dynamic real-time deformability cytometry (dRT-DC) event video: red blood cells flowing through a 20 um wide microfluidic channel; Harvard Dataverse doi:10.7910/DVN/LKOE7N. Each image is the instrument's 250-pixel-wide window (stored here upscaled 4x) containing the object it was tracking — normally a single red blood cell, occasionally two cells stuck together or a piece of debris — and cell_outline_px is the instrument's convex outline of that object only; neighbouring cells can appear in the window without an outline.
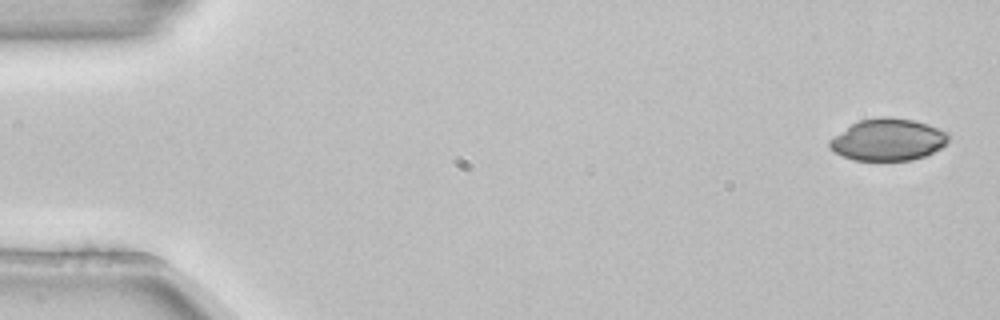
{"species": "common noctule bat (a hibernating species)", "species_latin": "Nyctalus noctula", "temperature_condition": "room temperature", "stored_images_in_passage": 4, "camera_frame_rate_fps": 3000, "um_per_image_px": 0.085, "animal": {"sex": "female", "body_mass_g": 22.7, "forearm_length_mm": 54.2}, "frame": {"image": 1, "passage_image": 1, "time_ms": 0.0, "image_size_px": [1000, 320], "cell_outline_px": [[952, 136], [940, 148], [924, 156], [908, 160], [852, 160], [836, 152], [828, 144], [828, 140], [852, 124], [860, 120], [880, 116], [888, 116], [912, 120], [928, 124], [948, 132]], "centroid_in_image_um": [75.5, 11.86], "position_along_channel_um": 9.5, "area_um2": 28.84}}
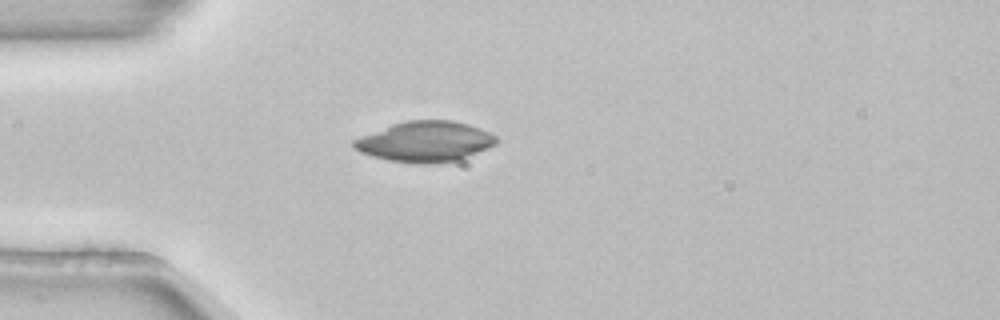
{"frame": {"image": 2, "passage_image": 4, "time_ms": 1.0, "image_size_px": [1000, 320], "cell_outline_px": [[500, 140], [496, 144], [488, 148], [460, 160], [432, 164], [416, 164], [388, 160], [372, 156], [360, 152], [352, 144], [352, 140], [392, 124], [408, 120], [452, 120], [468, 124], [480, 128], [496, 136]], "centroid_in_image_um": [36.17, 12.04], "position_along_channel_um": 48.8, "area_um2": 33.7}}